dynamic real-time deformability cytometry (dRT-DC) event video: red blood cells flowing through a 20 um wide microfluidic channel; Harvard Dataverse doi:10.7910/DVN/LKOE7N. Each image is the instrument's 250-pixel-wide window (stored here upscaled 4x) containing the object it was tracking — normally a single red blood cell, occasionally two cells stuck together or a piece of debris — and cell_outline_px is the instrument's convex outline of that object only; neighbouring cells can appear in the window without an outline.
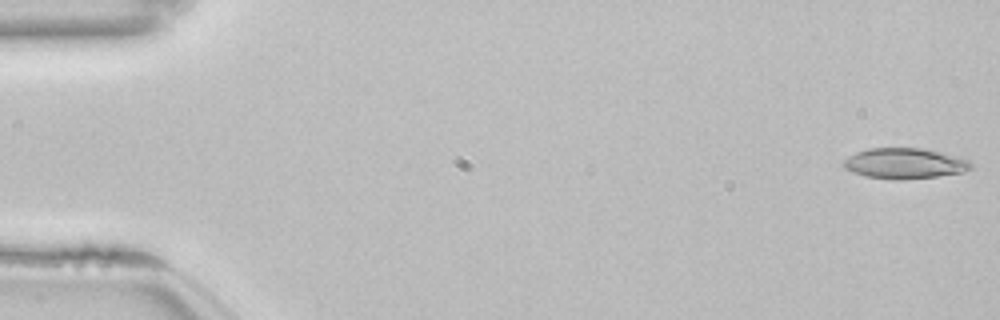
{"species": "common noctule bat (a hibernating species)", "species_latin": "Nyctalus noctula", "temperature_condition": "room temperature", "stored_images_in_passage": 53, "camera_frame_rate_fps": 3000, "um_per_image_px": 0.085, "animal": {"sex": "female", "body_mass_g": 22.7, "forearm_length_mm": 54.2}, "frame": {"image": 1, "passage_image": 1, "time_ms": 0.0, "image_size_px": [1000, 320], "cell_outline_px": [[972, 168], [964, 172], [936, 176], [904, 180], [892, 180], [864, 176], [852, 172], [844, 168], [840, 164], [848, 156], [856, 152], [868, 148], [924, 148], [940, 152], [968, 160], [972, 164]], "centroid_in_image_um": [76.84, 13.9], "position_along_channel_um": 8.2, "area_um2": 22.89}}
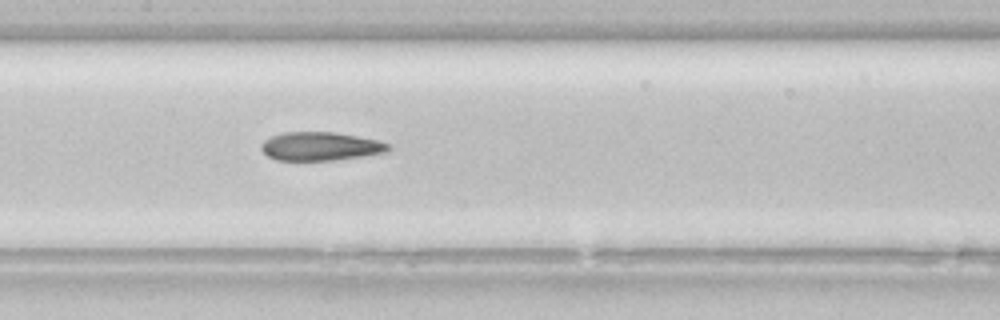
{"frame": {"image": 2, "passage_image": 26, "time_ms": 8.333, "image_size_px": [1000, 320], "cell_outline_px": [[392, 148], [388, 152], [364, 156], [336, 160], [276, 160], [268, 156], [260, 148], [260, 144], [264, 140], [272, 136], [284, 132], [336, 132], [380, 140], [388, 144]], "centroid_in_image_um": [27.27, 12.43], "position_along_channel_um": 180.1, "area_um2": 21.33}}
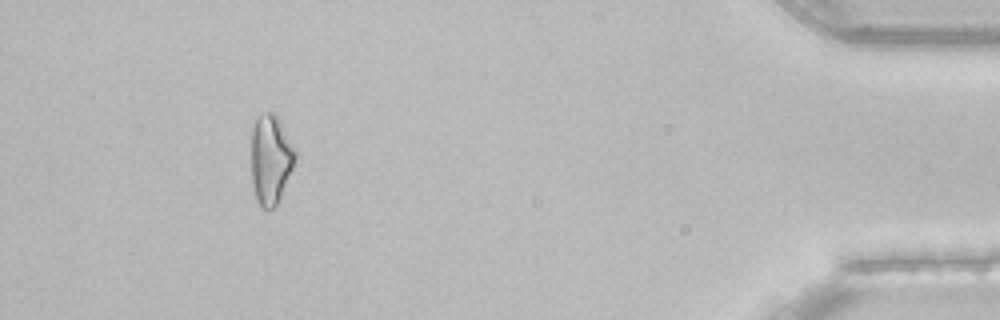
{"frame": {"image": 3, "passage_image": 49, "time_ms": 16.0, "image_size_px": [1000, 320], "cell_outline_px": [[296, 160], [280, 200], [272, 208], [260, 208], [256, 200], [252, 180], [252, 128], [256, 120], [260, 116], [268, 112], [272, 112], [276, 116], [296, 148]], "centroid_in_image_um": [23.03, 13.59], "position_along_channel_um": 412.2, "area_um2": 22.83}, "authors_computed_cell_mechanics": {"area_um2": 21.9062, "velocity_mm_per_s": 3.8615, "shape_relaxation_time_tau1_ms": null, "shape_relaxation_time_tau2_ms": 3.7608, "deformation_change_tau1": null, "deformation_change_tau2": 0.1311}}